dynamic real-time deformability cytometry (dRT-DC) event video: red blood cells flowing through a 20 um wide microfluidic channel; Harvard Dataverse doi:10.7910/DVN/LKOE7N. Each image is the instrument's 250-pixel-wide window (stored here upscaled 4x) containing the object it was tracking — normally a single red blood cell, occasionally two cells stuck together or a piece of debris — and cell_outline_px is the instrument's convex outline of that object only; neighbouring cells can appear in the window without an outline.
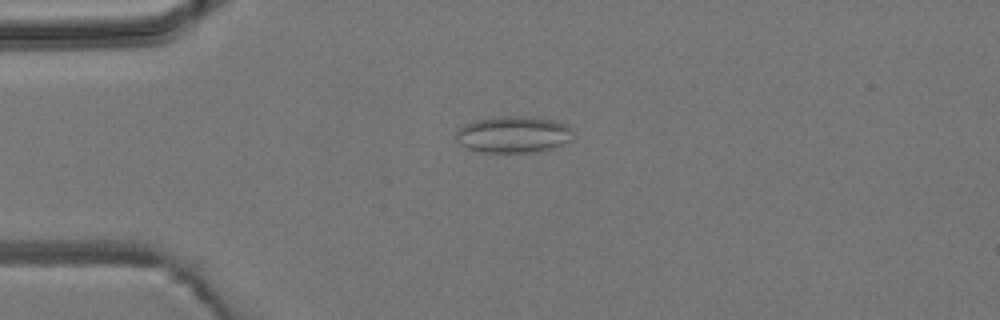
{"species": "common noctule bat (a hibernating species)", "species_latin": "Nyctalus noctula", "temperature_condition": "room temperature", "stored_images_in_passage": 6, "camera_frame_rate_fps": 3000, "um_per_image_px": 0.085, "animal": {"sex": "male", "body_mass_g": 19.2, "forearm_length_mm": 51.8}, "frame": {"image": 1, "passage_image": 4, "time_ms": 3.333, "image_size_px": [1000, 320], "cell_outline_px": [[576, 136], [572, 140], [564, 144], [540, 152], [480, 152], [468, 148], [460, 144], [456, 136], [456, 132], [464, 124], [476, 120], [496, 116], [528, 116], [552, 120], [564, 124], [572, 128], [576, 132]], "centroid_in_image_um": [43.7, 11.43], "position_along_channel_um": 41.3, "area_um2": 25.32}}